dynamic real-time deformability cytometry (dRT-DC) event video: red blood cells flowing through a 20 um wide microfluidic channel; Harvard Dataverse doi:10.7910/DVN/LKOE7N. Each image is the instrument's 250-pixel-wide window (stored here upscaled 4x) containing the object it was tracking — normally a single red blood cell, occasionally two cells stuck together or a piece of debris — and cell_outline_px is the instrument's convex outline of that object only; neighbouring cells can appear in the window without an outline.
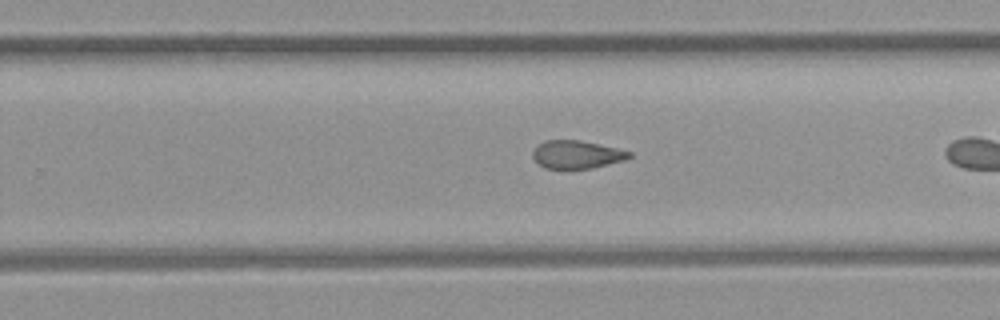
{"species": "common noctule bat (a hibernating species)", "species_latin": "Nyctalus noctula", "temperature_condition": "room temperature", "stored_images_in_passage": 27, "camera_frame_rate_fps": 3000, "um_per_image_px": 0.085, "animal": {"sex": "female", "body_mass_g": 21.9}, "frame": {"image": 1, "passage_image": 16, "time_ms": 5.0, "image_size_px": [1000, 320], "cell_outline_px": [[632, 156], [624, 160], [592, 168], [544, 168], [532, 156], [532, 152], [536, 144], [544, 140], [580, 140], [616, 148], [632, 152]], "centroid_in_image_um": [48.99, 13.12], "position_along_channel_um": 280.8, "area_um2": 15.66}}